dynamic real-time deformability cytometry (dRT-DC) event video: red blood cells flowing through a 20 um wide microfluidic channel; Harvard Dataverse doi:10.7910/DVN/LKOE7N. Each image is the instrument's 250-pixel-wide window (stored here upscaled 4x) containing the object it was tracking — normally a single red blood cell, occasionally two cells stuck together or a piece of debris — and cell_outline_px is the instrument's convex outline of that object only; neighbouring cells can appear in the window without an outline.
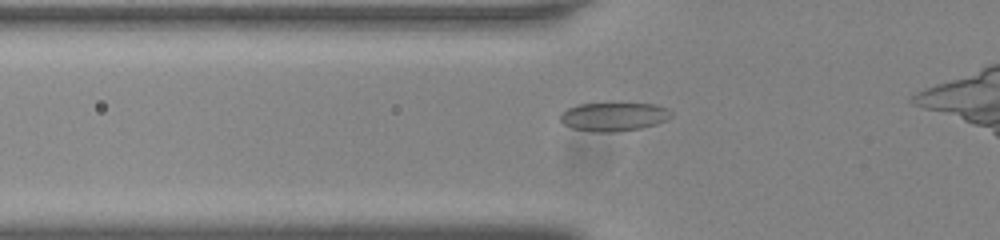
{"species": "common noctule bat (a hibernating species)", "species_latin": "Nyctalus noctula", "temperature_condition": "room temperature", "stored_images_in_passage": 41, "camera_frame_rate_fps": 3000, "um_per_image_px": 0.085, "animal": {"sex": "male", "body_mass_g": 20.0, "forearm_length_mm": 53.3}, "frame": {"image": 1, "passage_image": 11, "time_ms": 3.333, "image_size_px": [1000, 240], "cell_outline_px": [[672, 116], [656, 124], [640, 128], [612, 132], [596, 132], [572, 128], [564, 124], [560, 120], [560, 112], [568, 108], [580, 104], [612, 100], [656, 104], [668, 108], [672, 112]], "centroid_in_image_um": [52.17, 9.85], "position_along_channel_um": 73.6, "area_um2": 19.42}}
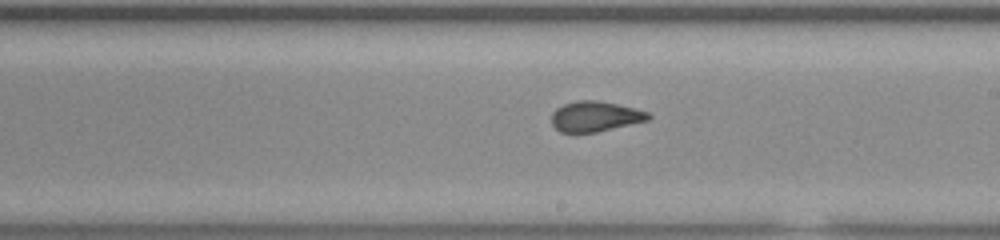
{"frame": {"image": 2, "passage_image": 24, "time_ms": 7.667, "image_size_px": [1000, 240], "cell_outline_px": [[652, 116], [648, 120], [596, 132], [560, 132], [552, 124], [552, 112], [556, 108], [564, 104], [576, 100], [596, 100], [636, 108], [648, 112]], "centroid_in_image_um": [50.58, 9.88], "position_along_channel_um": 238.4, "area_um2": 16.99}}
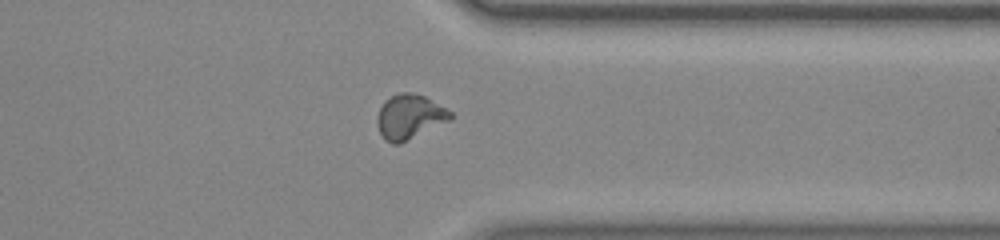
{"frame": {"image": 3, "passage_image": 35, "time_ms": 11.333, "image_size_px": [1000, 240], "cell_outline_px": [[452, 120], [400, 144], [392, 144], [380, 132], [376, 124], [376, 116], [384, 100], [400, 92], [412, 92], [424, 96], [452, 112]], "centroid_in_image_um": [34.81, 9.93], "position_along_channel_um": 376.6, "area_um2": 19.07}}